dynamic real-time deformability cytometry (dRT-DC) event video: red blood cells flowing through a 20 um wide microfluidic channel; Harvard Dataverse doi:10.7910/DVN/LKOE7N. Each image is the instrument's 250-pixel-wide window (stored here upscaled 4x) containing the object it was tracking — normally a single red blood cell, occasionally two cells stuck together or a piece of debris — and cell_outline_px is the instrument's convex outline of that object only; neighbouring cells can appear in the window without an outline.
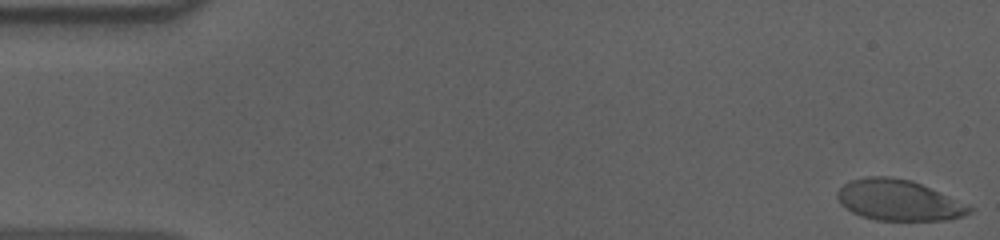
{"species": "human", "species_latin": "Homo sapiens", "temperature_condition": "cold", "stored_images_in_passage": 50, "camera_frame_rate_fps": 3000, "um_per_image_px": 0.085, "donor": {"sex": "male"}, "frame": {"image": 1, "passage_image": 1, "time_ms": 0.0, "image_size_px": [1000, 240], "cell_outline_px": [[972, 212], [964, 216], [948, 220], [876, 220], [860, 216], [852, 212], [840, 204], [836, 196], [836, 192], [848, 180], [868, 176], [888, 176], [912, 180], [972, 208]], "centroid_in_image_um": [76.3, 17.02], "position_along_channel_um": 8.7, "area_um2": 31.15}}
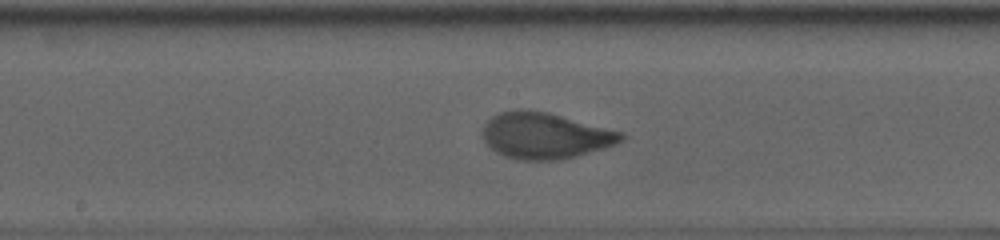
{"frame": {"image": 2, "passage_image": 29, "time_ms": 9.333, "image_size_px": [1000, 240], "cell_outline_px": [[628, 136], [624, 140], [616, 144], [604, 148], [576, 156], [560, 160], [520, 160], [504, 156], [496, 152], [484, 140], [484, 124], [492, 116], [500, 112], [520, 108], [528, 108], [548, 112], [624, 132]], "centroid_in_image_um": [46.37, 11.52], "position_along_channel_um": 201.8, "area_um2": 37.51}}
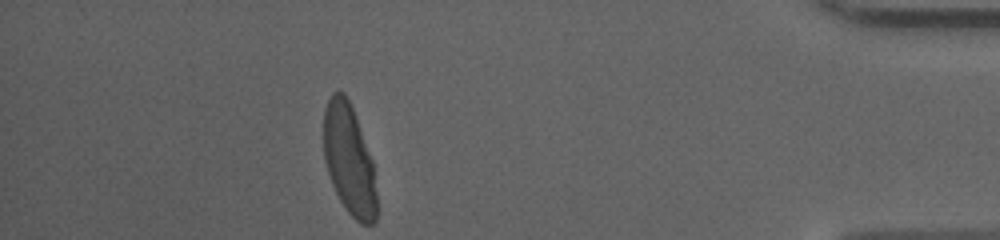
{"frame": {"image": 3, "passage_image": 50, "time_ms": 16.333, "image_size_px": [1000, 240], "cell_outline_px": [[376, 220], [372, 224], [360, 224], [348, 212], [340, 200], [332, 184], [324, 160], [324, 108], [332, 92], [344, 92], [352, 108], [372, 160], [376, 192]], "centroid_in_image_um": [29.66, 13.59], "position_along_channel_um": 405.5, "area_um2": 33.7}, "authors_computed_cell_mechanics": {"area_um2": 35.3736, "velocity_mm_per_s": 3.6206, "shape_relaxation_time_tau1_ms": 3.6692, "shape_relaxation_time_tau2_ms": null, "deformation_change_tau1": 0.1925, "deformation_change_tau2": null}}